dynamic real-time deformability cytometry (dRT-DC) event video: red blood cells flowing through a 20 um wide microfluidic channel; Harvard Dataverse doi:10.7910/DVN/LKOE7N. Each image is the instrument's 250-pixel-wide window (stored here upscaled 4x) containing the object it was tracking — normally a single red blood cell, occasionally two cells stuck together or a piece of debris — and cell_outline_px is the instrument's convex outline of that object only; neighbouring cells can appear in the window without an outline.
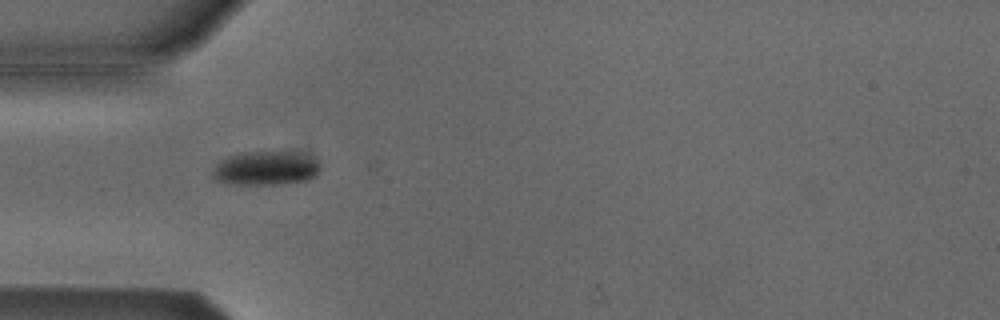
{"species": "Egyptian fruit bat (a non-hibernating species)", "species_latin": "Rousettus aegyptiacus", "temperature_condition": "cold", "stored_images_in_passage": 8, "camera_frame_rate_fps": 3000, "um_per_image_px": 0.085, "animal": {"sex": "male"}, "frame": {"image": 1, "passage_image": 5, "time_ms": 1.333, "image_size_px": [1000, 320], "cell_outline_px": [[320, 168], [316, 176], [308, 180], [280, 184], [236, 184], [220, 180], [212, 176], [212, 168], [220, 160], [228, 156], [248, 152], [304, 152], [316, 156], [320, 164]], "centroid_in_image_um": [22.68, 14.28], "position_along_channel_um": 62.3, "area_um2": 21.56}}
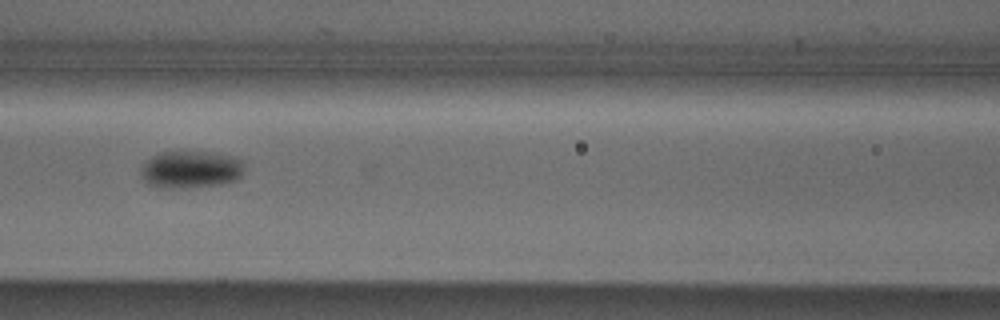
{"frame": {"image": 2, "passage_image": 7, "time_ms": 2.0, "image_size_px": [1000, 320], "cell_outline_px": [[244, 172], [236, 180], [220, 184], [180, 188], [160, 188], [148, 184], [140, 172], [140, 168], [144, 160], [160, 152], [216, 152], [244, 160]], "centroid_in_image_um": [16.21, 14.4], "position_along_channel_um": 150.4, "area_um2": 22.72}}
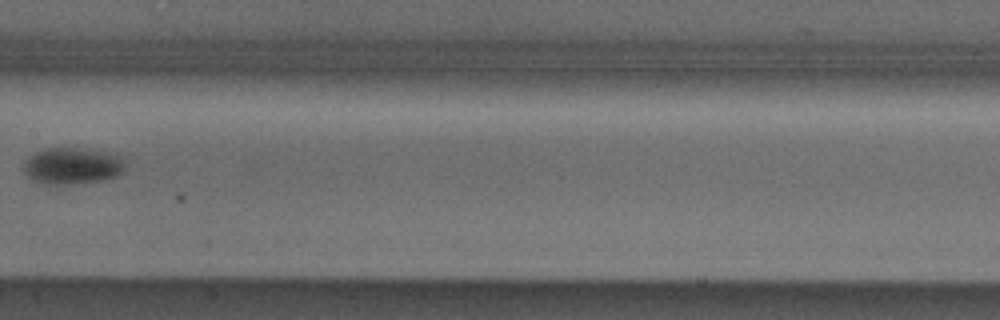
{"frame": {"image": 3, "passage_image": 8, "time_ms": 2.333, "image_size_px": [1000, 320], "cell_outline_px": [[124, 164], [120, 172], [116, 176], [104, 180], [64, 184], [44, 184], [32, 180], [24, 172], [24, 160], [36, 152], [44, 148], [76, 148], [124, 156]], "centroid_in_image_um": [6.1, 14.1], "position_along_channel_um": 201.3, "area_um2": 21.33}}